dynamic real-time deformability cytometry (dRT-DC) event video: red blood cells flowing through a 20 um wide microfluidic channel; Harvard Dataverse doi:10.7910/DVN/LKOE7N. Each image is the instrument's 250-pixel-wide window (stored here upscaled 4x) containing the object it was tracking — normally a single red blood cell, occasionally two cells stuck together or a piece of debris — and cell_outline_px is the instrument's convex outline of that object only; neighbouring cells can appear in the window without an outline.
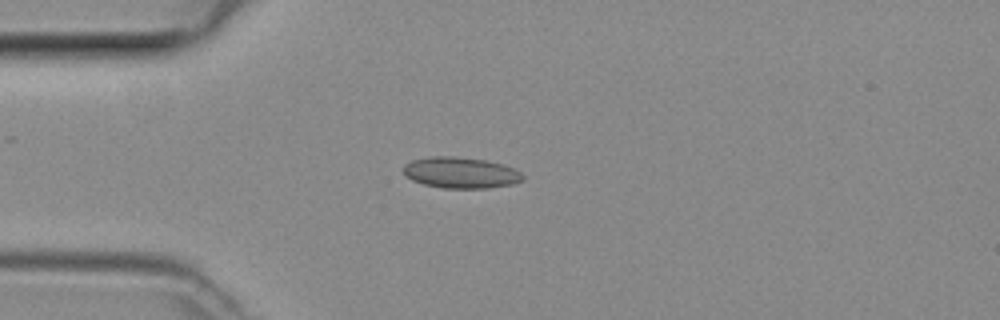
{"species": "common noctule bat (a hibernating species)", "species_latin": "Nyctalus noctula", "temperature_condition": "room temperature", "stored_images_in_passage": 46, "camera_frame_rate_fps": 3000, "um_per_image_px": 0.085, "animal": {"sex": "female", "body_mass_g": 29.2, "forearm_length_mm": 56.3}, "frame": {"image": 1, "passage_image": 11, "time_ms": 3.333, "image_size_px": [1000, 320], "cell_outline_px": [[524, 180], [512, 184], [488, 188], [444, 188], [424, 184], [412, 180], [404, 176], [404, 164], [412, 160], [432, 156], [452, 156], [488, 160], [504, 164], [520, 172], [524, 176]], "centroid_in_image_um": [39.17, 14.67], "position_along_channel_um": 45.8, "area_um2": 21.73}}
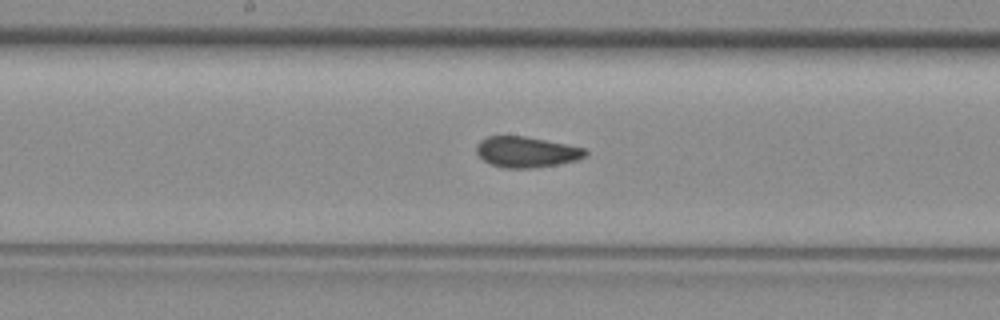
{"frame": {"image": 2, "passage_image": 23, "time_ms": 7.333, "image_size_px": [1000, 320], "cell_outline_px": [[588, 152], [584, 156], [576, 160], [556, 164], [532, 168], [504, 168], [492, 164], [484, 160], [476, 152], [476, 144], [480, 140], [488, 136], [524, 136], [584, 148]], "centroid_in_image_um": [44.7, 12.91], "position_along_channel_um": 203.5, "area_um2": 19.19}}
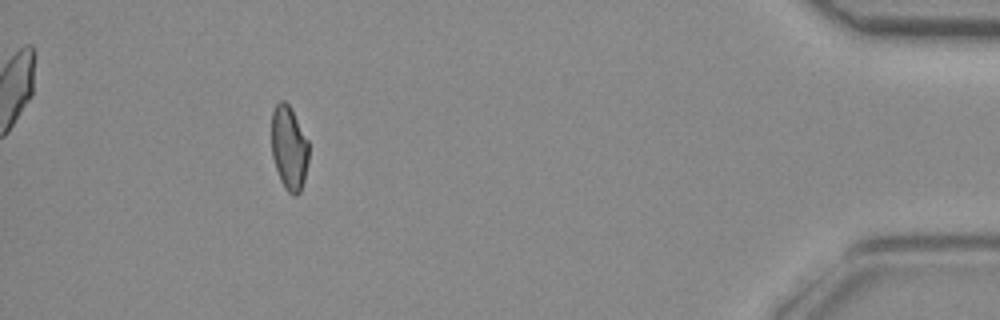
{"frame": {"image": 3, "passage_image": 42, "time_ms": 13.667, "image_size_px": [1000, 320], "cell_outline_px": [[308, 160], [304, 180], [300, 192], [296, 196], [292, 196], [284, 188], [280, 180], [272, 156], [272, 112], [276, 104], [280, 100], [284, 100], [288, 104], [308, 140]], "centroid_in_image_um": [24.56, 12.61], "position_along_channel_um": 410.6, "area_um2": 18.15}}